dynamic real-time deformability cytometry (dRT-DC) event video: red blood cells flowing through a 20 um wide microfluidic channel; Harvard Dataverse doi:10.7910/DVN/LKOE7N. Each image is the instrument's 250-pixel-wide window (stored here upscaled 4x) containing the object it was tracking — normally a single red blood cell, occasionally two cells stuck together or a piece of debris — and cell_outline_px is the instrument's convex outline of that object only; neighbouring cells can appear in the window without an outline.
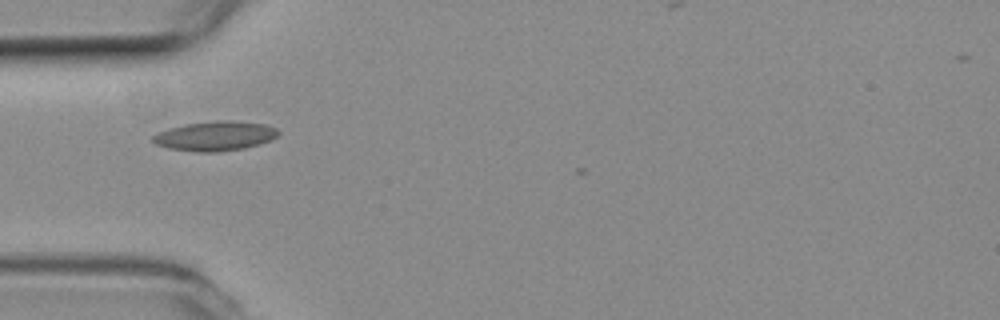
{"species": "common noctule bat (a hibernating species)", "species_latin": "Nyctalus noctula", "temperature_condition": "room temperature", "stored_images_in_passage": 3, "camera_frame_rate_fps": 3000, "um_per_image_px": 0.085, "animal": {"sex": "female", "body_mass_g": 19.3, "forearm_length_mm": 54.1}, "frame": {"image": 1, "passage_image": 1, "time_ms": 0.0, "image_size_px": [1000, 320], "cell_outline_px": [[280, 132], [272, 140], [260, 144], [244, 148], [216, 152], [196, 152], [168, 148], [156, 144], [152, 140], [152, 136], [156, 132], [168, 128], [188, 124], [216, 120], [232, 120], [264, 124], [276, 128]], "centroid_in_image_um": [18.28, 11.56], "position_along_channel_um": 66.7, "area_um2": 21.68}}